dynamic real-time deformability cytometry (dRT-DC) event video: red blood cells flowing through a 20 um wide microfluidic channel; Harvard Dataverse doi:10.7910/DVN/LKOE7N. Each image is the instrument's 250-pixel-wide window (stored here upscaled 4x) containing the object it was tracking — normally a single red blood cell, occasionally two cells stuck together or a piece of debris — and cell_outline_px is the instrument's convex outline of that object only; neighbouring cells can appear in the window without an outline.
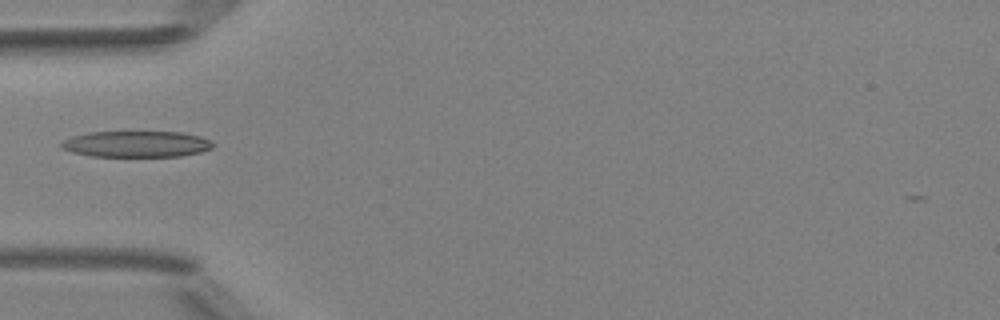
{"species": "Egyptian fruit bat (a non-hibernating species)", "species_latin": "Rousettus aegyptiacus", "temperature_condition": "room temperature", "stored_images_in_passage": 6, "camera_frame_rate_fps": 3000, "um_per_image_px": 0.085, "animal": {"sex": "female"}, "frame": {"image": 1, "passage_image": 5, "time_ms": 4.667, "image_size_px": [1000, 320], "cell_outline_px": [[212, 148], [200, 152], [180, 156], [92, 156], [72, 152], [60, 148], [60, 140], [72, 136], [88, 132], [180, 132], [200, 136], [212, 140]], "centroid_in_image_um": [11.55, 12.24], "position_along_channel_um": 73.5, "area_um2": 23.18}}
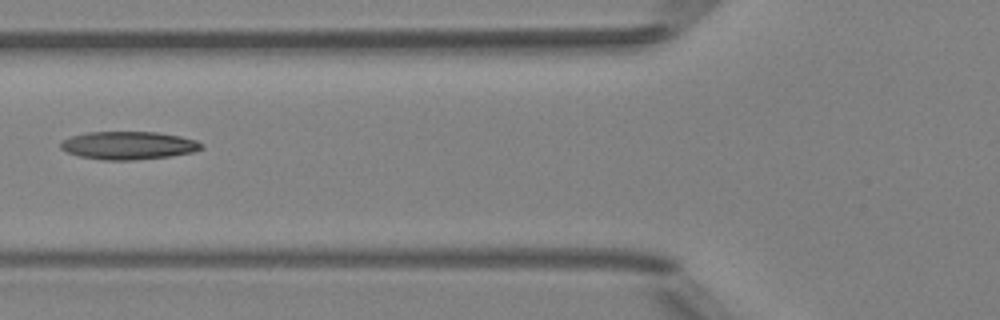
{"frame": {"image": 2, "passage_image": 6, "time_ms": 5.667, "image_size_px": [1000, 320], "cell_outline_px": [[204, 148], [192, 152], [168, 156], [132, 160], [104, 160], [80, 156], [68, 152], [60, 148], [60, 140], [72, 136], [88, 132], [156, 132], [180, 136], [196, 140], [204, 144]], "centroid_in_image_um": [10.92, 12.35], "position_along_channel_um": 114.9, "area_um2": 22.89}}